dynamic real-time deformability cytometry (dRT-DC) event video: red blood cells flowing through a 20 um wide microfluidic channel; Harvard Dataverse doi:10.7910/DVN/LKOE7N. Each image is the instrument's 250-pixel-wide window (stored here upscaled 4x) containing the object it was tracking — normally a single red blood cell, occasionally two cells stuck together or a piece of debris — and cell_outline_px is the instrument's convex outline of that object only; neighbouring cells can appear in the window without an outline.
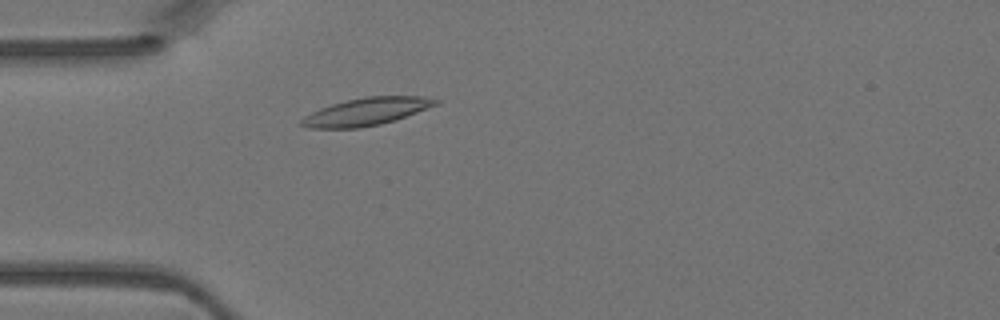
{"species": "Egyptian fruit bat (a non-hibernating species)", "species_latin": "Rousettus aegyptiacus", "temperature_condition": "warm", "stored_images_in_passage": 3, "camera_frame_rate_fps": 3000, "um_per_image_px": 0.085, "animal": {"sex": "female"}, "frame": {"image": 1, "passage_image": 3, "time_ms": 0.667, "image_size_px": [1000, 320], "cell_outline_px": [[440, 104], [396, 120], [380, 124], [360, 128], [308, 128], [296, 124], [304, 116], [320, 108], [332, 104], [364, 96], [420, 96], [440, 100]], "centroid_in_image_um": [31.14, 9.49], "position_along_channel_um": 53.9, "area_um2": 21.73}}